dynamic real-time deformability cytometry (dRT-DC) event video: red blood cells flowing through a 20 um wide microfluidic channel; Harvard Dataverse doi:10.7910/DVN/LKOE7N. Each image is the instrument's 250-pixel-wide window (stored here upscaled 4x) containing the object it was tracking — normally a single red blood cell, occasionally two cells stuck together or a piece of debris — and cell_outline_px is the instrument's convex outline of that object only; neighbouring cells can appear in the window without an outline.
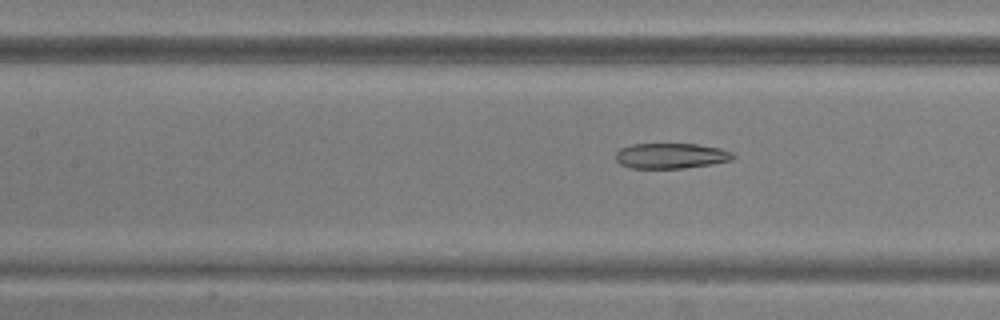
{"species": "common noctule bat (a hibernating species)", "species_latin": "Nyctalus noctula", "temperature_condition": "warm", "stored_images_in_passage": 4, "camera_frame_rate_fps": 3000, "um_per_image_px": 0.085, "animal": {"sex": "male", "body_mass_g": 20.5, "forearm_length_mm": 52.5}, "frame": {"image": 1, "passage_image": 4, "time_ms": 3.667, "image_size_px": [1000, 320], "cell_outline_px": [[736, 156], [732, 160], [712, 164], [684, 168], [632, 168], [620, 164], [616, 160], [616, 152], [620, 148], [632, 144], [696, 144], [720, 148], [732, 152]], "centroid_in_image_um": [57.04, 13.24], "position_along_channel_um": 150.4, "area_um2": 17.4}}